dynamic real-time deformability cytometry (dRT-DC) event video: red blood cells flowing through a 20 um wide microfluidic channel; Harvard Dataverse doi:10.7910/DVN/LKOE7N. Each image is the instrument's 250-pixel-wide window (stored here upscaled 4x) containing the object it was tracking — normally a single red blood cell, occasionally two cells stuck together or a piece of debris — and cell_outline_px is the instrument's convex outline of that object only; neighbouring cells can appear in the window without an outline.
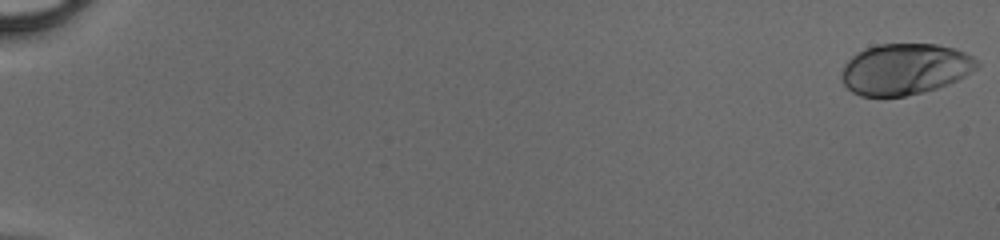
{"species": "human", "species_latin": "Homo sapiens", "temperature_condition": "cold", "stored_images_in_passage": 50, "camera_frame_rate_fps": 3000, "um_per_image_px": 0.085, "donor": {"sex": "male"}, "frame": {"image": 1, "passage_image": 1, "time_ms": 0.0, "image_size_px": [1000, 240], "cell_outline_px": [[980, 64], [976, 68], [964, 76], [948, 84], [924, 92], [904, 96], [860, 96], [852, 92], [844, 84], [840, 76], [844, 64], [852, 56], [864, 48], [876, 44], [936, 44], [956, 48], [972, 56]], "centroid_in_image_um": [76.9, 5.86], "position_along_channel_um": 8.1, "area_um2": 40.4}}
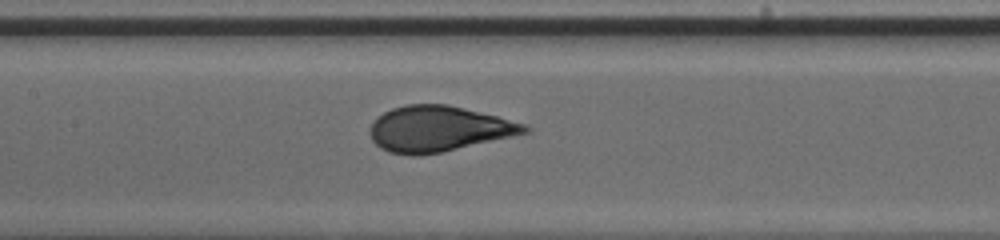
{"frame": {"image": 2, "passage_image": 27, "time_ms": 8.667, "image_size_px": [1000, 240], "cell_outline_px": [[532, 128], [528, 132], [512, 136], [440, 152], [412, 156], [388, 152], [380, 148], [372, 140], [368, 132], [376, 116], [392, 108], [408, 104], [448, 104], [496, 116], [524, 124]], "centroid_in_image_um": [37.21, 10.95], "position_along_channel_um": 170.2, "area_um2": 40.81}}
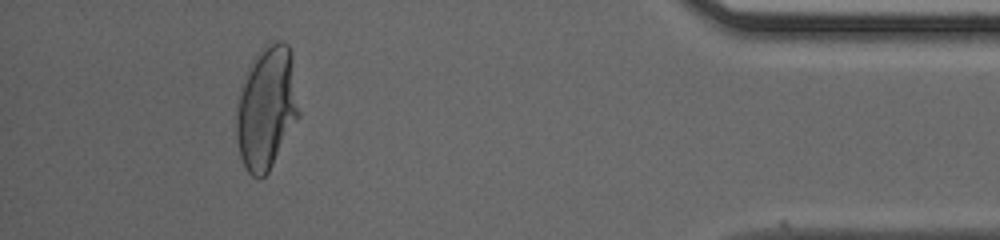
{"frame": {"image": 3, "passage_image": 47, "time_ms": 15.333, "image_size_px": [1000, 240], "cell_outline_px": [[300, 116], [268, 172], [260, 180], [252, 176], [248, 172], [240, 156], [236, 136], [236, 108], [248, 68], [260, 48], [264, 44], [276, 40], [280, 40], [288, 44], [292, 52], [300, 112]], "centroid_in_image_um": [22.68, 9.14], "position_along_channel_um": 412.5, "area_um2": 45.14}}